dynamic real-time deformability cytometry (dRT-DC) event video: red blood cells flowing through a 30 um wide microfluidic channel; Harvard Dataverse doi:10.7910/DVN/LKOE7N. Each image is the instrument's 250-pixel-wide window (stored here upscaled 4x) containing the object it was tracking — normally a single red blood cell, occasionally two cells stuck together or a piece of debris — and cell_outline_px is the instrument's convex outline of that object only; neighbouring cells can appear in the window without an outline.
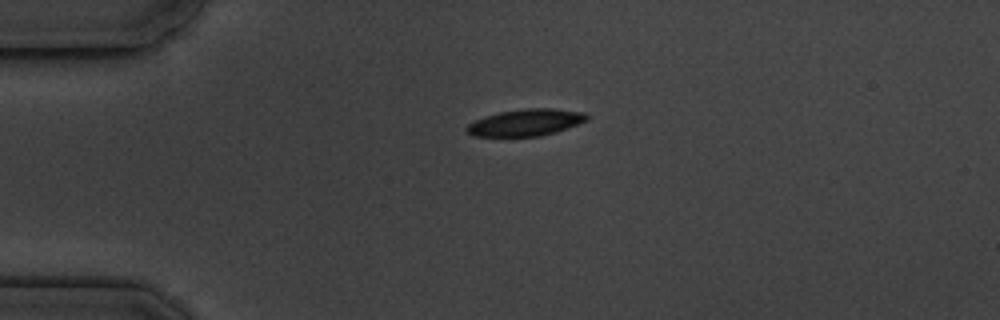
{"species": "common noctule bat (a hibernating species)", "species_latin": "Nyctalus noctula", "temperature_condition": "cold", "stored_images_in_passage": 3, "camera_frame_rate_fps": 3000, "um_per_image_px": 0.085, "animal": {"sex": "male", "body_mass_g": 19.5, "forearm_length_mm": 54.6}, "frame": {"image": 1, "passage_image": 1, "time_ms": 0.0, "image_size_px": [1000, 320], "cell_outline_px": [[592, 116], [588, 120], [568, 128], [556, 132], [540, 136], [472, 136], [464, 128], [468, 124], [484, 116], [500, 112], [528, 108], [552, 108], [584, 112]], "centroid_in_image_um": [44.73, 10.41], "position_along_channel_um": 40.3, "area_um2": 18.84}}